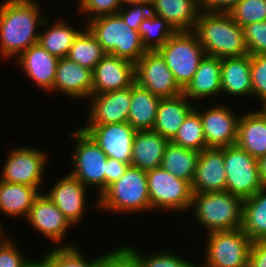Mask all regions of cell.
Masks as SVG:
<instances>
[{
  "label": "cell",
  "mask_w": 266,
  "mask_h": 267,
  "mask_svg": "<svg viewBox=\"0 0 266 267\" xmlns=\"http://www.w3.org/2000/svg\"><path fill=\"white\" fill-rule=\"evenodd\" d=\"M39 5L35 0H5L0 3L1 60L15 59L38 43V29H42L40 27L46 18Z\"/></svg>",
  "instance_id": "obj_1"
},
{
  "label": "cell",
  "mask_w": 266,
  "mask_h": 267,
  "mask_svg": "<svg viewBox=\"0 0 266 267\" xmlns=\"http://www.w3.org/2000/svg\"><path fill=\"white\" fill-rule=\"evenodd\" d=\"M193 32L207 56L222 59L248 53L243 28L229 13L201 11Z\"/></svg>",
  "instance_id": "obj_2"
},
{
  "label": "cell",
  "mask_w": 266,
  "mask_h": 267,
  "mask_svg": "<svg viewBox=\"0 0 266 267\" xmlns=\"http://www.w3.org/2000/svg\"><path fill=\"white\" fill-rule=\"evenodd\" d=\"M95 208L105 213H148L151 210L146 172L129 166L124 175L97 197Z\"/></svg>",
  "instance_id": "obj_3"
},
{
  "label": "cell",
  "mask_w": 266,
  "mask_h": 267,
  "mask_svg": "<svg viewBox=\"0 0 266 267\" xmlns=\"http://www.w3.org/2000/svg\"><path fill=\"white\" fill-rule=\"evenodd\" d=\"M244 199L228 191L193 193L190 211L206 233L242 227Z\"/></svg>",
  "instance_id": "obj_4"
},
{
  "label": "cell",
  "mask_w": 266,
  "mask_h": 267,
  "mask_svg": "<svg viewBox=\"0 0 266 267\" xmlns=\"http://www.w3.org/2000/svg\"><path fill=\"white\" fill-rule=\"evenodd\" d=\"M86 27L108 54L136 63L147 51L138 31L125 24L118 13L93 18Z\"/></svg>",
  "instance_id": "obj_5"
},
{
  "label": "cell",
  "mask_w": 266,
  "mask_h": 267,
  "mask_svg": "<svg viewBox=\"0 0 266 267\" xmlns=\"http://www.w3.org/2000/svg\"><path fill=\"white\" fill-rule=\"evenodd\" d=\"M73 144L70 175L84 186L96 189L97 197L106 189L107 155L80 127L69 134ZM90 187V188H89Z\"/></svg>",
  "instance_id": "obj_6"
},
{
  "label": "cell",
  "mask_w": 266,
  "mask_h": 267,
  "mask_svg": "<svg viewBox=\"0 0 266 267\" xmlns=\"http://www.w3.org/2000/svg\"><path fill=\"white\" fill-rule=\"evenodd\" d=\"M157 51L165 59L175 82L182 90L192 80L206 55L193 31H176Z\"/></svg>",
  "instance_id": "obj_7"
},
{
  "label": "cell",
  "mask_w": 266,
  "mask_h": 267,
  "mask_svg": "<svg viewBox=\"0 0 266 267\" xmlns=\"http://www.w3.org/2000/svg\"><path fill=\"white\" fill-rule=\"evenodd\" d=\"M204 263L198 267H248L252 240L242 228L206 235Z\"/></svg>",
  "instance_id": "obj_8"
},
{
  "label": "cell",
  "mask_w": 266,
  "mask_h": 267,
  "mask_svg": "<svg viewBox=\"0 0 266 267\" xmlns=\"http://www.w3.org/2000/svg\"><path fill=\"white\" fill-rule=\"evenodd\" d=\"M151 212H188L192 202L191 183L175 177L162 167L146 172Z\"/></svg>",
  "instance_id": "obj_9"
},
{
  "label": "cell",
  "mask_w": 266,
  "mask_h": 267,
  "mask_svg": "<svg viewBox=\"0 0 266 267\" xmlns=\"http://www.w3.org/2000/svg\"><path fill=\"white\" fill-rule=\"evenodd\" d=\"M49 153L37 147L20 146L8 151L4 166L0 170V180L36 187L42 191V181L46 165L49 163Z\"/></svg>",
  "instance_id": "obj_10"
},
{
  "label": "cell",
  "mask_w": 266,
  "mask_h": 267,
  "mask_svg": "<svg viewBox=\"0 0 266 267\" xmlns=\"http://www.w3.org/2000/svg\"><path fill=\"white\" fill-rule=\"evenodd\" d=\"M226 191L246 199L255 195L263 184L258 161L236 145L223 147Z\"/></svg>",
  "instance_id": "obj_11"
},
{
  "label": "cell",
  "mask_w": 266,
  "mask_h": 267,
  "mask_svg": "<svg viewBox=\"0 0 266 267\" xmlns=\"http://www.w3.org/2000/svg\"><path fill=\"white\" fill-rule=\"evenodd\" d=\"M214 100H217L214 101L216 104L205 107L207 110L200 106L201 110L197 104L194 107L200 114L206 146L215 148L233 146L236 144L241 114L237 113L236 108L233 110L230 106L223 105V102L218 104V99L214 98Z\"/></svg>",
  "instance_id": "obj_12"
},
{
  "label": "cell",
  "mask_w": 266,
  "mask_h": 267,
  "mask_svg": "<svg viewBox=\"0 0 266 267\" xmlns=\"http://www.w3.org/2000/svg\"><path fill=\"white\" fill-rule=\"evenodd\" d=\"M135 82L160 98H172L183 93L157 50L146 51L135 63Z\"/></svg>",
  "instance_id": "obj_13"
},
{
  "label": "cell",
  "mask_w": 266,
  "mask_h": 267,
  "mask_svg": "<svg viewBox=\"0 0 266 267\" xmlns=\"http://www.w3.org/2000/svg\"><path fill=\"white\" fill-rule=\"evenodd\" d=\"M26 220L31 228L32 226L33 229L35 228L36 232L49 239L51 243L55 242L54 247L75 246V244H69V242L65 243L66 233L68 234L70 228L74 226L68 222L64 214L45 193L41 192L35 198Z\"/></svg>",
  "instance_id": "obj_14"
},
{
  "label": "cell",
  "mask_w": 266,
  "mask_h": 267,
  "mask_svg": "<svg viewBox=\"0 0 266 267\" xmlns=\"http://www.w3.org/2000/svg\"><path fill=\"white\" fill-rule=\"evenodd\" d=\"M101 148L108 158L131 164L136 130L128 123L84 124L79 126Z\"/></svg>",
  "instance_id": "obj_15"
},
{
  "label": "cell",
  "mask_w": 266,
  "mask_h": 267,
  "mask_svg": "<svg viewBox=\"0 0 266 267\" xmlns=\"http://www.w3.org/2000/svg\"><path fill=\"white\" fill-rule=\"evenodd\" d=\"M87 187L70 174L59 177L45 195L73 226L82 222L86 211Z\"/></svg>",
  "instance_id": "obj_16"
},
{
  "label": "cell",
  "mask_w": 266,
  "mask_h": 267,
  "mask_svg": "<svg viewBox=\"0 0 266 267\" xmlns=\"http://www.w3.org/2000/svg\"><path fill=\"white\" fill-rule=\"evenodd\" d=\"M88 117L85 124H114L128 122L131 104V86L87 99Z\"/></svg>",
  "instance_id": "obj_17"
},
{
  "label": "cell",
  "mask_w": 266,
  "mask_h": 267,
  "mask_svg": "<svg viewBox=\"0 0 266 267\" xmlns=\"http://www.w3.org/2000/svg\"><path fill=\"white\" fill-rule=\"evenodd\" d=\"M135 82V63L106 54L93 70L92 95L131 86Z\"/></svg>",
  "instance_id": "obj_18"
},
{
  "label": "cell",
  "mask_w": 266,
  "mask_h": 267,
  "mask_svg": "<svg viewBox=\"0 0 266 267\" xmlns=\"http://www.w3.org/2000/svg\"><path fill=\"white\" fill-rule=\"evenodd\" d=\"M13 60L18 68L21 67L26 78L35 82L39 89L45 90L48 94L52 91L59 58L50 54L37 43Z\"/></svg>",
  "instance_id": "obj_19"
},
{
  "label": "cell",
  "mask_w": 266,
  "mask_h": 267,
  "mask_svg": "<svg viewBox=\"0 0 266 267\" xmlns=\"http://www.w3.org/2000/svg\"><path fill=\"white\" fill-rule=\"evenodd\" d=\"M93 71L68 57L59 58L52 92H60L67 98L87 100L92 95Z\"/></svg>",
  "instance_id": "obj_20"
},
{
  "label": "cell",
  "mask_w": 266,
  "mask_h": 267,
  "mask_svg": "<svg viewBox=\"0 0 266 267\" xmlns=\"http://www.w3.org/2000/svg\"><path fill=\"white\" fill-rule=\"evenodd\" d=\"M191 187L193 193L226 191L223 147L200 151Z\"/></svg>",
  "instance_id": "obj_21"
},
{
  "label": "cell",
  "mask_w": 266,
  "mask_h": 267,
  "mask_svg": "<svg viewBox=\"0 0 266 267\" xmlns=\"http://www.w3.org/2000/svg\"><path fill=\"white\" fill-rule=\"evenodd\" d=\"M183 94L195 104L221 94V58L205 55Z\"/></svg>",
  "instance_id": "obj_22"
},
{
  "label": "cell",
  "mask_w": 266,
  "mask_h": 267,
  "mask_svg": "<svg viewBox=\"0 0 266 267\" xmlns=\"http://www.w3.org/2000/svg\"><path fill=\"white\" fill-rule=\"evenodd\" d=\"M221 93L229 98L252 97L250 54L221 59Z\"/></svg>",
  "instance_id": "obj_23"
},
{
  "label": "cell",
  "mask_w": 266,
  "mask_h": 267,
  "mask_svg": "<svg viewBox=\"0 0 266 267\" xmlns=\"http://www.w3.org/2000/svg\"><path fill=\"white\" fill-rule=\"evenodd\" d=\"M241 113L235 145L258 159L266 155V108Z\"/></svg>",
  "instance_id": "obj_24"
},
{
  "label": "cell",
  "mask_w": 266,
  "mask_h": 267,
  "mask_svg": "<svg viewBox=\"0 0 266 267\" xmlns=\"http://www.w3.org/2000/svg\"><path fill=\"white\" fill-rule=\"evenodd\" d=\"M169 140L153 130L137 131L132 147L130 166L145 172L161 167Z\"/></svg>",
  "instance_id": "obj_25"
},
{
  "label": "cell",
  "mask_w": 266,
  "mask_h": 267,
  "mask_svg": "<svg viewBox=\"0 0 266 267\" xmlns=\"http://www.w3.org/2000/svg\"><path fill=\"white\" fill-rule=\"evenodd\" d=\"M194 107L195 104L183 93L172 98H161L152 130L171 141Z\"/></svg>",
  "instance_id": "obj_26"
},
{
  "label": "cell",
  "mask_w": 266,
  "mask_h": 267,
  "mask_svg": "<svg viewBox=\"0 0 266 267\" xmlns=\"http://www.w3.org/2000/svg\"><path fill=\"white\" fill-rule=\"evenodd\" d=\"M48 17L46 16L42 23L41 27H45V30L40 31L38 43L57 58L67 57L74 39L83 30L82 28L86 27V24L78 28L68 22V19L65 20L64 18L63 20V18L58 17L51 22Z\"/></svg>",
  "instance_id": "obj_27"
},
{
  "label": "cell",
  "mask_w": 266,
  "mask_h": 267,
  "mask_svg": "<svg viewBox=\"0 0 266 267\" xmlns=\"http://www.w3.org/2000/svg\"><path fill=\"white\" fill-rule=\"evenodd\" d=\"M200 12L198 0H151V13L164 18L175 31H193Z\"/></svg>",
  "instance_id": "obj_28"
},
{
  "label": "cell",
  "mask_w": 266,
  "mask_h": 267,
  "mask_svg": "<svg viewBox=\"0 0 266 267\" xmlns=\"http://www.w3.org/2000/svg\"><path fill=\"white\" fill-rule=\"evenodd\" d=\"M41 192L29 185L9 183L0 180V212L1 215L26 219L35 198ZM23 216V218H22Z\"/></svg>",
  "instance_id": "obj_29"
},
{
  "label": "cell",
  "mask_w": 266,
  "mask_h": 267,
  "mask_svg": "<svg viewBox=\"0 0 266 267\" xmlns=\"http://www.w3.org/2000/svg\"><path fill=\"white\" fill-rule=\"evenodd\" d=\"M160 100V97L134 82L131 85L128 123L136 131L152 130Z\"/></svg>",
  "instance_id": "obj_30"
},
{
  "label": "cell",
  "mask_w": 266,
  "mask_h": 267,
  "mask_svg": "<svg viewBox=\"0 0 266 267\" xmlns=\"http://www.w3.org/2000/svg\"><path fill=\"white\" fill-rule=\"evenodd\" d=\"M241 228L252 241H266V186L244 199Z\"/></svg>",
  "instance_id": "obj_31"
},
{
  "label": "cell",
  "mask_w": 266,
  "mask_h": 267,
  "mask_svg": "<svg viewBox=\"0 0 266 267\" xmlns=\"http://www.w3.org/2000/svg\"><path fill=\"white\" fill-rule=\"evenodd\" d=\"M200 152L187 149L169 141L161 167L175 177L192 183Z\"/></svg>",
  "instance_id": "obj_32"
},
{
  "label": "cell",
  "mask_w": 266,
  "mask_h": 267,
  "mask_svg": "<svg viewBox=\"0 0 266 267\" xmlns=\"http://www.w3.org/2000/svg\"><path fill=\"white\" fill-rule=\"evenodd\" d=\"M106 54L96 37L85 27L74 39L67 57L93 71Z\"/></svg>",
  "instance_id": "obj_33"
},
{
  "label": "cell",
  "mask_w": 266,
  "mask_h": 267,
  "mask_svg": "<svg viewBox=\"0 0 266 267\" xmlns=\"http://www.w3.org/2000/svg\"><path fill=\"white\" fill-rule=\"evenodd\" d=\"M78 246L51 247L38 261L43 267H98L99 256L88 259Z\"/></svg>",
  "instance_id": "obj_34"
},
{
  "label": "cell",
  "mask_w": 266,
  "mask_h": 267,
  "mask_svg": "<svg viewBox=\"0 0 266 267\" xmlns=\"http://www.w3.org/2000/svg\"><path fill=\"white\" fill-rule=\"evenodd\" d=\"M176 31L162 17L151 13L139 25L138 33L147 51L162 47Z\"/></svg>",
  "instance_id": "obj_35"
},
{
  "label": "cell",
  "mask_w": 266,
  "mask_h": 267,
  "mask_svg": "<svg viewBox=\"0 0 266 267\" xmlns=\"http://www.w3.org/2000/svg\"><path fill=\"white\" fill-rule=\"evenodd\" d=\"M171 142L198 152L208 148L206 146L200 114L195 109H193L184 119Z\"/></svg>",
  "instance_id": "obj_36"
},
{
  "label": "cell",
  "mask_w": 266,
  "mask_h": 267,
  "mask_svg": "<svg viewBox=\"0 0 266 267\" xmlns=\"http://www.w3.org/2000/svg\"><path fill=\"white\" fill-rule=\"evenodd\" d=\"M126 246L138 257L141 267H198V263L188 261L184 256H179L178 252L173 253L168 249L146 255L134 245L126 244Z\"/></svg>",
  "instance_id": "obj_37"
},
{
  "label": "cell",
  "mask_w": 266,
  "mask_h": 267,
  "mask_svg": "<svg viewBox=\"0 0 266 267\" xmlns=\"http://www.w3.org/2000/svg\"><path fill=\"white\" fill-rule=\"evenodd\" d=\"M229 14L241 27L266 21V0H240Z\"/></svg>",
  "instance_id": "obj_38"
},
{
  "label": "cell",
  "mask_w": 266,
  "mask_h": 267,
  "mask_svg": "<svg viewBox=\"0 0 266 267\" xmlns=\"http://www.w3.org/2000/svg\"><path fill=\"white\" fill-rule=\"evenodd\" d=\"M16 245L9 235L0 239V267H32L38 262V259L26 256Z\"/></svg>",
  "instance_id": "obj_39"
},
{
  "label": "cell",
  "mask_w": 266,
  "mask_h": 267,
  "mask_svg": "<svg viewBox=\"0 0 266 267\" xmlns=\"http://www.w3.org/2000/svg\"><path fill=\"white\" fill-rule=\"evenodd\" d=\"M76 1V0H74ZM78 15L85 16L84 23L86 24L93 18L116 14L122 7L120 0H77ZM85 14V15H84Z\"/></svg>",
  "instance_id": "obj_40"
},
{
  "label": "cell",
  "mask_w": 266,
  "mask_h": 267,
  "mask_svg": "<svg viewBox=\"0 0 266 267\" xmlns=\"http://www.w3.org/2000/svg\"><path fill=\"white\" fill-rule=\"evenodd\" d=\"M252 97L266 108V54L251 56Z\"/></svg>",
  "instance_id": "obj_41"
},
{
  "label": "cell",
  "mask_w": 266,
  "mask_h": 267,
  "mask_svg": "<svg viewBox=\"0 0 266 267\" xmlns=\"http://www.w3.org/2000/svg\"><path fill=\"white\" fill-rule=\"evenodd\" d=\"M98 267H141L138 257L126 246H117L99 255Z\"/></svg>",
  "instance_id": "obj_42"
},
{
  "label": "cell",
  "mask_w": 266,
  "mask_h": 267,
  "mask_svg": "<svg viewBox=\"0 0 266 267\" xmlns=\"http://www.w3.org/2000/svg\"><path fill=\"white\" fill-rule=\"evenodd\" d=\"M242 28L248 54H266V21L247 24Z\"/></svg>",
  "instance_id": "obj_43"
},
{
  "label": "cell",
  "mask_w": 266,
  "mask_h": 267,
  "mask_svg": "<svg viewBox=\"0 0 266 267\" xmlns=\"http://www.w3.org/2000/svg\"><path fill=\"white\" fill-rule=\"evenodd\" d=\"M117 13L125 24L138 31L141 22L151 14V2L122 5Z\"/></svg>",
  "instance_id": "obj_44"
},
{
  "label": "cell",
  "mask_w": 266,
  "mask_h": 267,
  "mask_svg": "<svg viewBox=\"0 0 266 267\" xmlns=\"http://www.w3.org/2000/svg\"><path fill=\"white\" fill-rule=\"evenodd\" d=\"M240 0H198L200 10L214 13H229Z\"/></svg>",
  "instance_id": "obj_45"
},
{
  "label": "cell",
  "mask_w": 266,
  "mask_h": 267,
  "mask_svg": "<svg viewBox=\"0 0 266 267\" xmlns=\"http://www.w3.org/2000/svg\"><path fill=\"white\" fill-rule=\"evenodd\" d=\"M130 164L122 161L107 158V169H106V188L119 180L128 169Z\"/></svg>",
  "instance_id": "obj_46"
},
{
  "label": "cell",
  "mask_w": 266,
  "mask_h": 267,
  "mask_svg": "<svg viewBox=\"0 0 266 267\" xmlns=\"http://www.w3.org/2000/svg\"><path fill=\"white\" fill-rule=\"evenodd\" d=\"M248 267H266V241H253Z\"/></svg>",
  "instance_id": "obj_47"
},
{
  "label": "cell",
  "mask_w": 266,
  "mask_h": 267,
  "mask_svg": "<svg viewBox=\"0 0 266 267\" xmlns=\"http://www.w3.org/2000/svg\"><path fill=\"white\" fill-rule=\"evenodd\" d=\"M257 161H258V169L261 180L263 184L266 186V155L258 158Z\"/></svg>",
  "instance_id": "obj_48"
},
{
  "label": "cell",
  "mask_w": 266,
  "mask_h": 267,
  "mask_svg": "<svg viewBox=\"0 0 266 267\" xmlns=\"http://www.w3.org/2000/svg\"><path fill=\"white\" fill-rule=\"evenodd\" d=\"M122 5L140 3V2H151V0H120Z\"/></svg>",
  "instance_id": "obj_49"
},
{
  "label": "cell",
  "mask_w": 266,
  "mask_h": 267,
  "mask_svg": "<svg viewBox=\"0 0 266 267\" xmlns=\"http://www.w3.org/2000/svg\"><path fill=\"white\" fill-rule=\"evenodd\" d=\"M2 223L0 221V239H2L4 237L5 234V231H4V226L2 227Z\"/></svg>",
  "instance_id": "obj_50"
},
{
  "label": "cell",
  "mask_w": 266,
  "mask_h": 267,
  "mask_svg": "<svg viewBox=\"0 0 266 267\" xmlns=\"http://www.w3.org/2000/svg\"><path fill=\"white\" fill-rule=\"evenodd\" d=\"M32 267H43V265L38 261L36 264H34Z\"/></svg>",
  "instance_id": "obj_51"
}]
</instances>
